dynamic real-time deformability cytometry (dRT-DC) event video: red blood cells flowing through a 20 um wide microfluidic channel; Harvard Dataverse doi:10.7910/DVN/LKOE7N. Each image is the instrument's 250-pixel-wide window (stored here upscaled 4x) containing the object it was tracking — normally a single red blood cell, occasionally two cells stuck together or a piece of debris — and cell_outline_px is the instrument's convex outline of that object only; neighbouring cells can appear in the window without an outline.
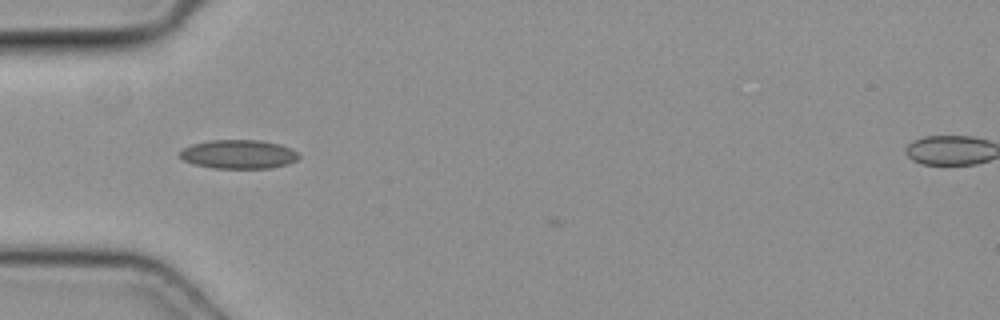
{"species": "common noctule bat (a hibernating species)", "species_latin": "Nyctalus noctula", "temperature_condition": "cold", "stored_images_in_passage": 5, "camera_frame_rate_fps": 3000, "um_per_image_px": 0.085, "animal": {"sex": "female", "body_mass_g": 19.3, "forearm_length_mm": 54.1}, "frame": {"image": 1, "passage_image": 2, "time_ms": 0.333, "image_size_px": [1000, 320], "cell_outline_px": [[300, 156], [296, 160], [288, 164], [272, 168], [212, 168], [192, 164], [184, 160], [180, 156], [180, 152], [184, 148], [192, 144], [208, 140], [260, 140], [280, 144], [292, 148]], "centroid_in_image_um": [20.29, 13.11], "position_along_channel_um": 64.7, "area_um2": 20.11}}